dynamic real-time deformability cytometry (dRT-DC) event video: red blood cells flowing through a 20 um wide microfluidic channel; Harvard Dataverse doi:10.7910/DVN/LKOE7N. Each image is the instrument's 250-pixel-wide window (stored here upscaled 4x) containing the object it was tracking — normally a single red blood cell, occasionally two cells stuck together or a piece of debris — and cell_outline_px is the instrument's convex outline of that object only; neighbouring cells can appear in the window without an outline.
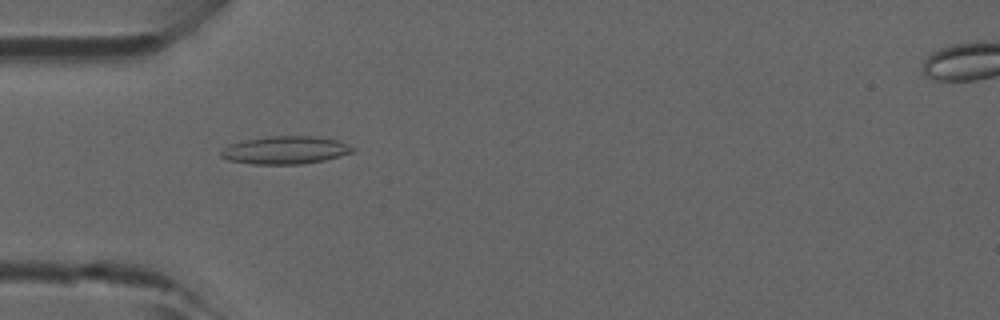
{"species": "common noctule bat (a hibernating species)", "species_latin": "Nyctalus noctula", "temperature_condition": "room temperature", "stored_images_in_passage": 5, "camera_frame_rate_fps": 3000, "um_per_image_px": 0.085, "animal": {"sex": "male", "forearm_length_mm": 52.5}, "frame": {"image": 1, "passage_image": 4, "time_ms": 1.0, "image_size_px": [1000, 320], "cell_outline_px": [[356, 148], [352, 152], [340, 156], [324, 160], [300, 164], [252, 164], [228, 160], [220, 156], [220, 152], [228, 144], [244, 140], [272, 136], [316, 136], [336, 140], [348, 144]], "centroid_in_image_um": [24.24, 12.76], "position_along_channel_um": 60.8, "area_um2": 21.33}}
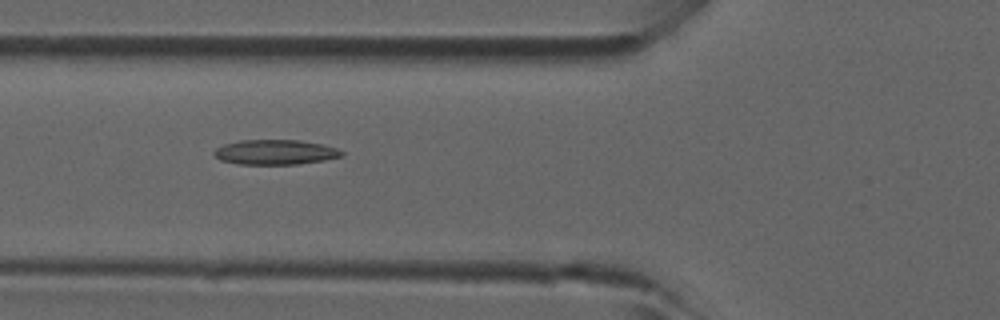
{"frame": {"image": 2, "passage_image": 5, "time_ms": 1.333, "image_size_px": [1000, 320], "cell_outline_px": [[344, 156], [324, 160], [296, 164], [240, 164], [220, 160], [212, 152], [216, 148], [224, 144], [240, 140], [300, 140], [320, 144], [336, 148], [344, 152]], "centroid_in_image_um": [23.39, 12.93], "position_along_channel_um": 102.4, "area_um2": 18.44}}